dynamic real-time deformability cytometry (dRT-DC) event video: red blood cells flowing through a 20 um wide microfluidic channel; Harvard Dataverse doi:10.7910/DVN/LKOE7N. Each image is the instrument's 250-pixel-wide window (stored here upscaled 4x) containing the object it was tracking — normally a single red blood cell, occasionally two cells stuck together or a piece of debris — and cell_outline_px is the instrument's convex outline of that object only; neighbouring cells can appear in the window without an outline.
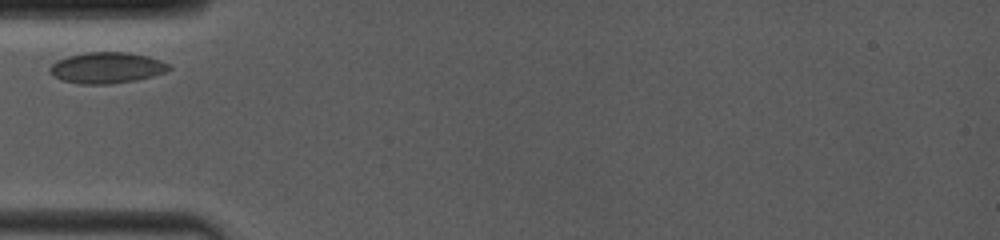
{"species": "common noctule bat (a hibernating species)", "species_latin": "Nyctalus noctula", "temperature_condition": "room temperature", "stored_images_in_passage": 1, "camera_frame_rate_fps": 4000, "um_per_image_px": 0.085, "animal": {"sex": "female", "body_mass_g": 19.0, "forearm_length_mm": 53.3}, "frame": {"image": 1, "passage_image": 1, "time_ms": 0.0, "image_size_px": [1000, 240], "cell_outline_px": [[172, 68], [164, 72], [152, 76], [136, 80], [108, 84], [80, 84], [64, 80], [56, 76], [48, 68], [56, 60], [68, 56], [84, 52], [128, 52], [148, 56], [160, 60], [168, 64]], "centroid_in_image_um": [9.09, 5.75], "position_along_channel_um": 75.9, "area_um2": 21.39}}